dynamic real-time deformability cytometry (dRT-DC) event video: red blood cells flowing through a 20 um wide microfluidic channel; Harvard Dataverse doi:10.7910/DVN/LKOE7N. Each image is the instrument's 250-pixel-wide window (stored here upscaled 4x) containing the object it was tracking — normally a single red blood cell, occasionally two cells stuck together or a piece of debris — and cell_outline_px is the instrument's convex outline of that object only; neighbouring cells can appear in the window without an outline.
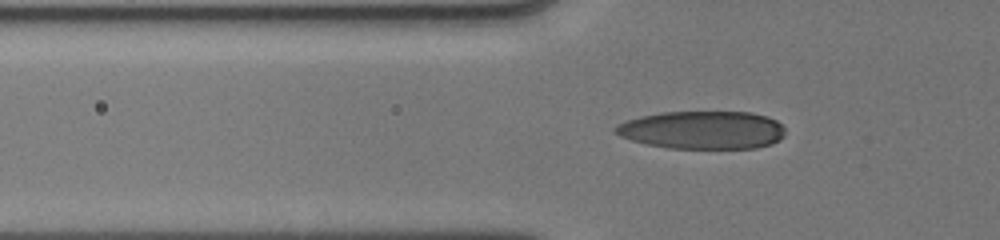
{"species": "human", "species_latin": "Homo sapiens", "temperature_condition": "cold", "stored_images_in_passage": 40, "camera_frame_rate_fps": 3000, "um_per_image_px": 0.085, "donor": {"sex": "male"}, "frame": {"image": 1, "passage_image": 11, "time_ms": 2.667, "image_size_px": [1000, 240], "cell_outline_px": [[784, 136], [780, 140], [772, 144], [756, 148], [668, 148], [648, 144], [632, 140], [620, 136], [612, 128], [616, 124], [640, 116], [660, 112], [752, 112], [768, 116], [776, 120], [784, 128]], "centroid_in_image_um": [59.73, 11.04], "position_along_channel_um": 66.1, "area_um2": 37.74}}
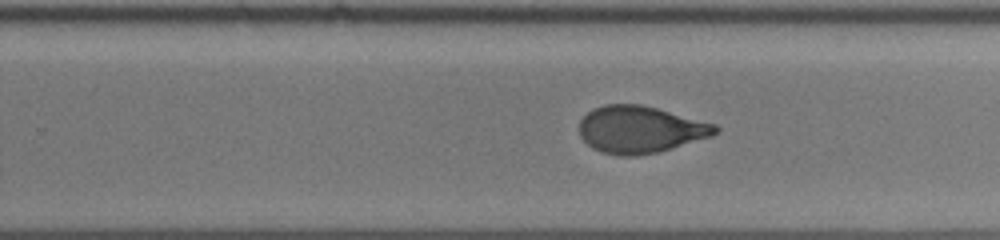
{"frame": {"image": 2, "passage_image": 25, "time_ms": 8.0, "image_size_px": [1000, 240], "cell_outline_px": [[720, 128], [712, 136], [656, 152], [636, 156], [620, 156], [600, 152], [592, 148], [580, 136], [580, 120], [592, 108], [604, 104], [640, 104], [656, 108], [716, 124]], "centroid_in_image_um": [54.39, 11.0], "position_along_channel_um": 275.4, "area_um2": 37.11}}
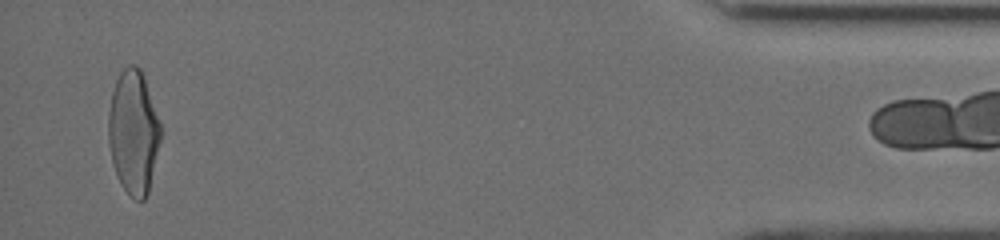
{"frame": {"image": 3, "passage_image": 39, "time_ms": 13.333, "image_size_px": [1000, 240], "cell_outline_px": [[160, 140], [148, 192], [144, 200], [136, 200], [120, 184], [116, 176], [112, 160], [108, 140], [108, 112], [112, 92], [116, 80], [120, 72], [128, 64], [136, 64], [140, 68], [144, 76], [160, 124]], "centroid_in_image_um": [11.32, 11.2], "position_along_channel_um": 423.9, "area_um2": 37.4}, "authors_computed_cell_mechanics": {"area_um2": 37.281, "velocity_mm_per_s": 4.0286, "shape_relaxation_time_tau1_ms": 4.9125, "shape_relaxation_time_tau2_ms": 0.9415, "deformation_change_tau1": 0.1803, "deformation_change_tau2": 0.0593}}